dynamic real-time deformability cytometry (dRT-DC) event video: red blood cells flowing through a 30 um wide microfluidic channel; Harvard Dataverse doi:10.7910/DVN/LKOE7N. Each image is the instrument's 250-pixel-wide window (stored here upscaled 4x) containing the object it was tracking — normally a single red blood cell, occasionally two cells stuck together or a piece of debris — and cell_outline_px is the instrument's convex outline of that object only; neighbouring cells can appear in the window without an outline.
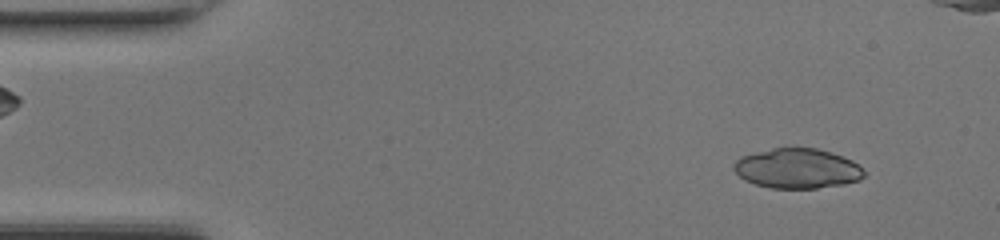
{"species": "common noctule bat (a hibernating species)", "species_latin": "Nyctalus noctula", "temperature_condition": "room temperature", "stored_images_in_passage": 47, "camera_frame_rate_fps": 3000, "um_per_image_px": 0.085, "animal": {"sex": "female", "body_mass_g": 17.0, "forearm_length_mm": 48.0}, "frame": {"image": 1, "passage_image": 4, "time_ms": 1.0, "image_size_px": [1000, 240], "cell_outline_px": [[864, 176], [860, 180], [844, 184], [816, 188], [772, 188], [756, 184], [744, 180], [732, 168], [736, 160], [740, 156], [772, 148], [816, 148], [852, 160], [864, 172]], "centroid_in_image_um": [67.74, 14.32], "position_along_channel_um": 17.3, "area_um2": 30.0}}